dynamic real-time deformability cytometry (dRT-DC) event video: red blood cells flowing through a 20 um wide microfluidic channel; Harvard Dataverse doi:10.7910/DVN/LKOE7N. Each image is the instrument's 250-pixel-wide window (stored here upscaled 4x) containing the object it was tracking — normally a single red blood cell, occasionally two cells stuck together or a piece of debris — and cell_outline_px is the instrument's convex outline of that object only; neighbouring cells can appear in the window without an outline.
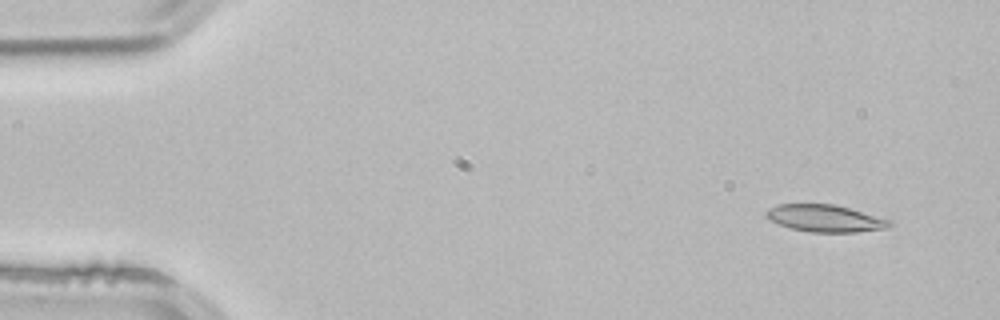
{"species": "common noctule bat (a hibernating species)", "species_latin": "Nyctalus noctula", "temperature_condition": "room temperature", "stored_images_in_passage": 3, "camera_frame_rate_fps": 3000, "um_per_image_px": 0.085, "animal": {"sex": "male", "body_mass_g": 21.5, "forearm_length_mm": 52.0}, "frame": {"image": 1, "passage_image": 1, "time_ms": 0.0, "image_size_px": [1000, 320], "cell_outline_px": [[892, 224], [888, 228], [856, 232], [808, 232], [792, 228], [768, 220], [764, 216], [764, 212], [768, 208], [780, 204], [832, 204], [848, 208], [892, 220]], "centroid_in_image_um": [70.11, 18.56], "position_along_channel_um": 14.9, "area_um2": 19.48}}